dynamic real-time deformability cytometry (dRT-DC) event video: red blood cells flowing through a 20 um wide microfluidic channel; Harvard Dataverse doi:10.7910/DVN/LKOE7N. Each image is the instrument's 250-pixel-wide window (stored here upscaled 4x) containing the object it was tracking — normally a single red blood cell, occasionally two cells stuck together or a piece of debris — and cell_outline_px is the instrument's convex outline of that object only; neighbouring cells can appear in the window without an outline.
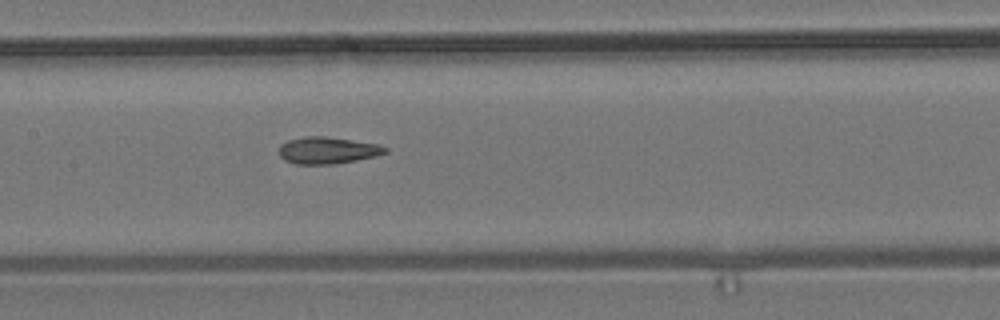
{"species": "common noctule bat (a hibernating species)", "species_latin": "Nyctalus noctula", "temperature_condition": "room temperature", "stored_images_in_passage": 7, "camera_frame_rate_fps": 3000, "um_per_image_px": 0.085, "animal": {"sex": "male", "body_mass_g": 19.2, "forearm_length_mm": 51.8}, "frame": {"image": 1, "passage_image": 7, "time_ms": 8.333, "image_size_px": [1000, 320], "cell_outline_px": [[388, 152], [376, 156], [356, 160], [332, 164], [296, 164], [284, 160], [280, 156], [280, 144], [288, 140], [304, 136], [320, 136], [352, 140], [380, 144], [388, 148]], "centroid_in_image_um": [27.85, 12.78], "position_along_channel_um": 179.5, "area_um2": 16.59}}